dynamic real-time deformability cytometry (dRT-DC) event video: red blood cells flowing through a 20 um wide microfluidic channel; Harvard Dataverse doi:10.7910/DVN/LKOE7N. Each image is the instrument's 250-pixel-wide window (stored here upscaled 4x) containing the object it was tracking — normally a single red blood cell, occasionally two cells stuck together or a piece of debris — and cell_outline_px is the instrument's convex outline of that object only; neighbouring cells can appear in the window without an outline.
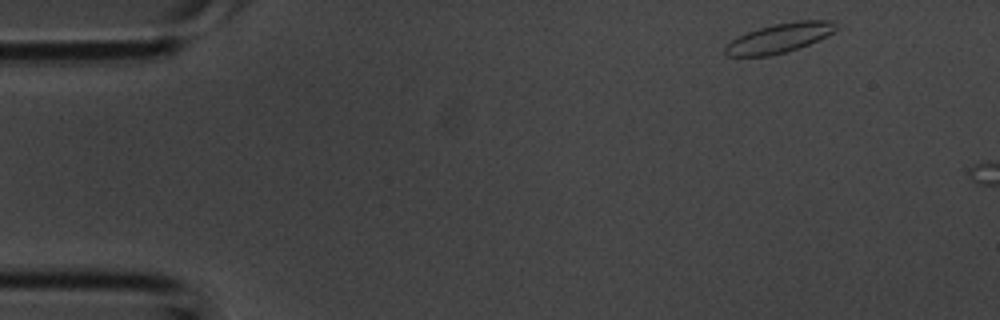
{"species": "common noctule bat (a hibernating species)", "species_latin": "Nyctalus noctula", "temperature_condition": "room temperature", "stored_images_in_passage": 2, "camera_frame_rate_fps": 3000, "um_per_image_px": 0.085, "animal": {"sex": "male", "body_mass_g": 20.1, "forearm_length_mm": 53.5}, "frame": {"image": 1, "passage_image": 1, "time_ms": 0.0, "image_size_px": [1000, 320], "cell_outline_px": [[840, 28], [808, 44], [784, 52], [768, 56], [724, 56], [724, 48], [732, 40], [748, 32], [772, 24], [796, 20], [836, 20]], "centroid_in_image_um": [66.27, 3.21], "position_along_channel_um": 18.7, "area_um2": 18.84}}